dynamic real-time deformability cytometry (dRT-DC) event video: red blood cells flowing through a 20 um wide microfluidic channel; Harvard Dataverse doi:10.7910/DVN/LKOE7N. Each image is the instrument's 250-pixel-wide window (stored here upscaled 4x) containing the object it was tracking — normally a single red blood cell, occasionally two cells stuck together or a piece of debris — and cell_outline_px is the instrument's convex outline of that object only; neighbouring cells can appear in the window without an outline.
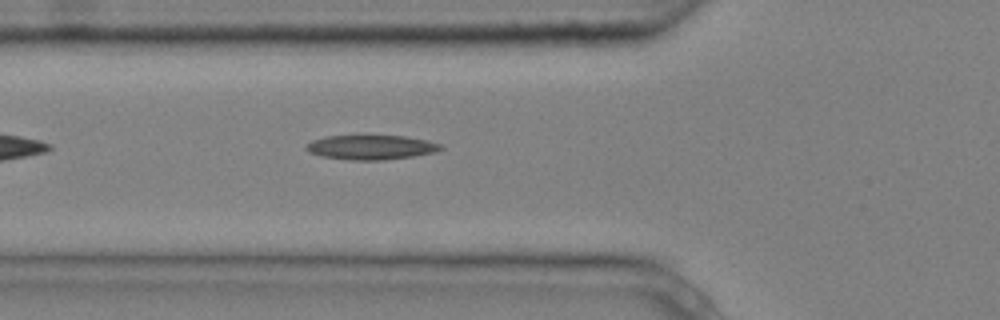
{"species": "common noctule bat (a hibernating species)", "species_latin": "Nyctalus noctula", "temperature_condition": "cold", "stored_images_in_passage": 2, "camera_frame_rate_fps": 3000, "um_per_image_px": 0.085, "animal": {"sex": "male", "body_mass_g": 20.4}, "frame": {"image": 1, "passage_image": 2, "time_ms": 0.333, "image_size_px": [1000, 320], "cell_outline_px": [[444, 148], [436, 152], [412, 156], [384, 160], [348, 160], [320, 156], [308, 152], [304, 148], [304, 144], [312, 140], [324, 136], [404, 136], [428, 140], [440, 144]], "centroid_in_image_um": [31.49, 12.52], "position_along_channel_um": 94.3, "area_um2": 19.36}}